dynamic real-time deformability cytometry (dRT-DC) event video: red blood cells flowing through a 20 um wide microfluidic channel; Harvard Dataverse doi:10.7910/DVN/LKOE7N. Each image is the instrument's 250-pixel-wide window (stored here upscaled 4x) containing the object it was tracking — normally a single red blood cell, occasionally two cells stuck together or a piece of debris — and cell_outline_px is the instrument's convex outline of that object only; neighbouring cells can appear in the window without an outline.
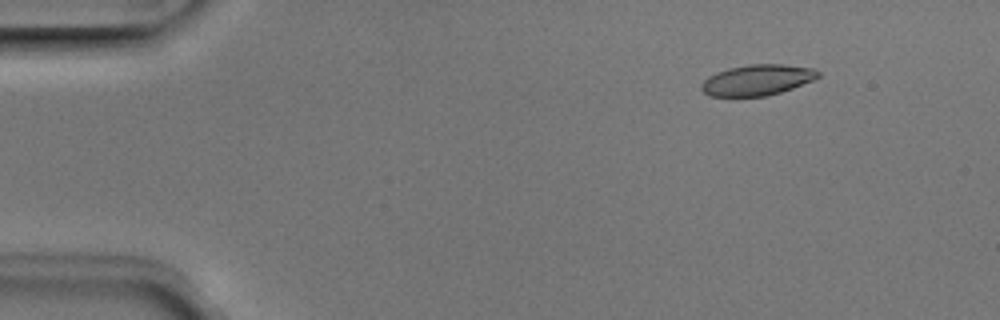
{"species": "Egyptian fruit bat (a non-hibernating species)", "species_latin": "Rousettus aegyptiacus", "temperature_condition": "room temperature", "stored_images_in_passage": 7, "camera_frame_rate_fps": 3000, "um_per_image_px": 0.085, "animal": {"sex": "male"}, "frame": {"image": 1, "passage_image": 2, "time_ms": 0.333, "image_size_px": [1000, 320], "cell_outline_px": [[820, 76], [816, 80], [780, 92], [764, 96], [708, 96], [700, 88], [700, 84], [708, 76], [716, 72], [728, 68], [748, 64], [784, 64], [812, 68], [820, 72]], "centroid_in_image_um": [64.37, 6.79], "position_along_channel_um": 20.6, "area_um2": 21.1}}
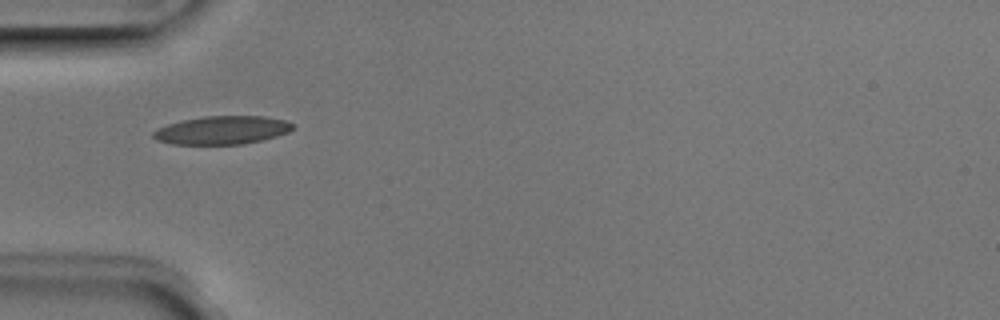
{"frame": {"image": 2, "passage_image": 5, "time_ms": 1.333, "image_size_px": [1000, 320], "cell_outline_px": [[292, 128], [288, 132], [276, 136], [260, 140], [240, 144], [172, 144], [156, 140], [152, 136], [152, 132], [168, 124], [184, 120], [204, 116], [264, 116], [284, 120], [292, 124]], "centroid_in_image_um": [18.85, 11.06], "position_along_channel_um": 66.2, "area_um2": 22.66}}
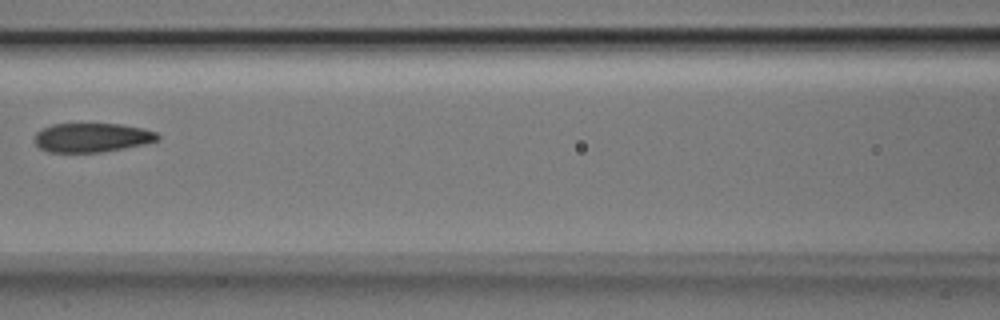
{"frame": {"image": 3, "passage_image": 7, "time_ms": 2.0, "image_size_px": [1000, 320], "cell_outline_px": [[160, 140], [144, 144], [124, 148], [100, 152], [48, 152], [40, 148], [36, 144], [36, 132], [40, 128], [52, 124], [120, 124], [144, 128], [156, 132], [160, 136]], "centroid_in_image_um": [7.83, 11.69], "position_along_channel_um": 158.8, "area_um2": 20.92}}